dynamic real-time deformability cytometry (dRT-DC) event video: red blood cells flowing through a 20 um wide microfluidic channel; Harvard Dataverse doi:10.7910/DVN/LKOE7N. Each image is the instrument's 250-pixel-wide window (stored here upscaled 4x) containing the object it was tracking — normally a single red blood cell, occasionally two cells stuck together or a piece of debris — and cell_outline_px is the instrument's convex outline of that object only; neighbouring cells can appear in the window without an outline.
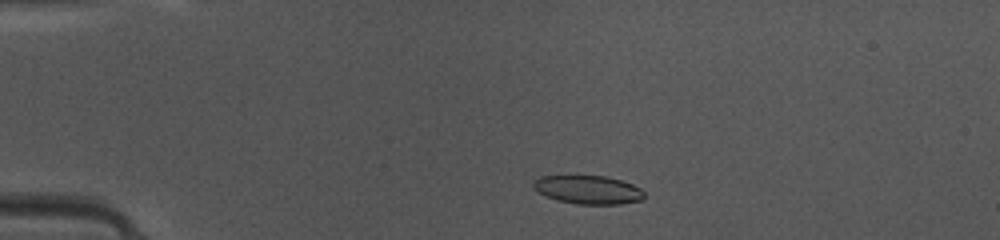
{"species": "common noctule bat (a hibernating species)", "species_latin": "Nyctalus noctula", "temperature_condition": "warm", "stored_images_in_passage": 46, "camera_frame_rate_fps": 3000, "um_per_image_px": 0.085, "animal": {"sex": "female", "body_mass_g": 10.0, "forearm_length_mm": 53.1}, "frame": {"image": 1, "passage_image": 8, "time_ms": 2.333, "image_size_px": [1000, 240], "cell_outline_px": [[644, 196], [640, 200], [620, 204], [576, 204], [556, 200], [532, 188], [532, 180], [540, 176], [608, 176], [632, 184], [640, 188], [644, 192]], "centroid_in_image_um": [49.96, 16.12], "position_along_channel_um": 35.0, "area_um2": 18.38}}
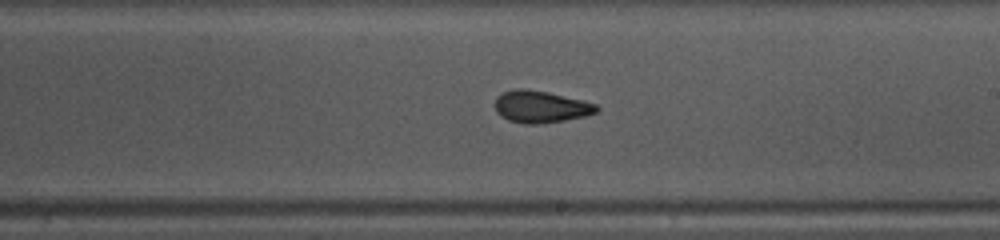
{"frame": {"image": 2, "passage_image": 26, "time_ms": 8.333, "image_size_px": [1000, 240], "cell_outline_px": [[600, 108], [596, 112], [584, 116], [564, 120], [540, 124], [524, 124], [508, 120], [500, 116], [496, 112], [496, 96], [512, 88], [524, 88], [548, 92], [584, 100], [596, 104]], "centroid_in_image_um": [45.95, 9.06], "position_along_channel_um": 243.1, "area_um2": 19.07}}
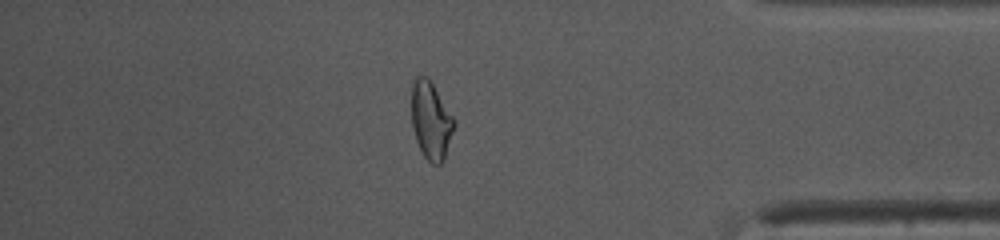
{"frame": {"image": 3, "passage_image": 39, "time_ms": 12.667, "image_size_px": [1000, 240], "cell_outline_px": [[456, 124], [444, 160], [440, 164], [432, 164], [424, 156], [416, 140], [412, 128], [412, 80], [416, 76], [428, 76], [456, 120]], "centroid_in_image_um": [36.64, 10.22], "position_along_channel_um": 398.6, "area_um2": 19.48}, "authors_computed_cell_mechanics": {"area_um2": 19.0162, "velocity_mm_per_s": 4.1584, "shape_relaxation_time_tau1_ms": null, "shape_relaxation_time_tau2_ms": 1.3435, "deformation_change_tau1": null, "deformation_change_tau2": 0.0781}}